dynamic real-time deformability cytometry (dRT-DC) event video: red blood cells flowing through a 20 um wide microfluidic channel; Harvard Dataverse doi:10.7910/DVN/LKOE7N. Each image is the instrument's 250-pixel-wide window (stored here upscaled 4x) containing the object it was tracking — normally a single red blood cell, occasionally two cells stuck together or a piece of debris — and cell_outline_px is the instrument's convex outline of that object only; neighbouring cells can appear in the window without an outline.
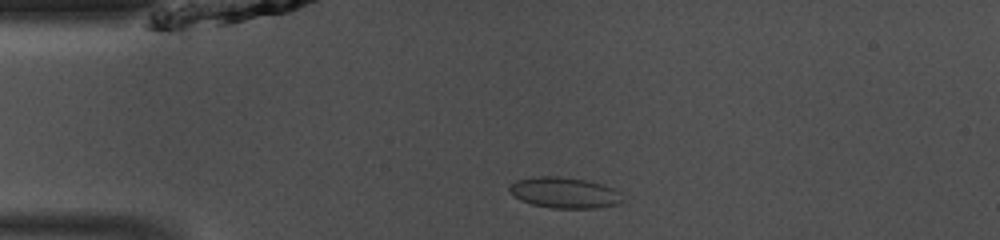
{"species": "common noctule bat (a hibernating species)", "species_latin": "Nyctalus noctula", "temperature_condition": "room temperature", "stored_images_in_passage": 44, "camera_frame_rate_fps": 3000, "um_per_image_px": 0.085, "animal": {"sex": "male", "body_mass_g": 13.0, "forearm_length_mm": 53.1}, "frame": {"image": 1, "passage_image": 7, "time_ms": 2.0, "image_size_px": [1000, 240], "cell_outline_px": [[624, 200], [620, 204], [596, 208], [552, 208], [532, 204], [520, 200], [508, 188], [516, 180], [540, 176], [560, 176], [584, 180], [600, 184], [612, 188], [620, 192]], "centroid_in_image_um": [48.01, 16.39], "position_along_channel_um": 37.0, "area_um2": 20.17}}
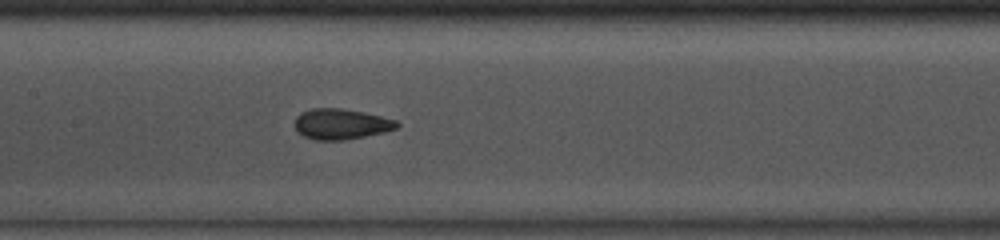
{"frame": {"image": 2, "passage_image": 19, "time_ms": 6.0, "image_size_px": [1000, 240], "cell_outline_px": [[400, 124], [396, 128], [384, 132], [344, 140], [316, 140], [304, 136], [296, 128], [296, 116], [300, 112], [312, 108], [340, 108], [364, 112], [396, 120]], "centroid_in_image_um": [28.99, 10.53], "position_along_channel_um": 178.4, "area_um2": 18.03}}
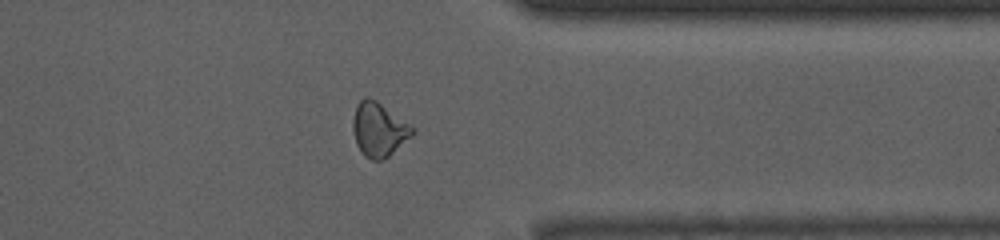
{"frame": {"image": 3, "passage_image": 34, "time_ms": 11.0, "image_size_px": [1000, 240], "cell_outline_px": [[416, 132], [412, 136], [388, 156], [380, 160], [372, 160], [364, 156], [356, 144], [352, 128], [352, 120], [356, 104], [364, 96], [376, 100], [412, 124], [416, 128]], "centroid_in_image_um": [32.21, 10.98], "position_along_channel_um": 379.2, "area_um2": 19.02}, "authors_computed_cell_mechanics": {"area_um2": 19.0162, "velocity_mm_per_s": 4.1416, "shape_relaxation_time_tau1_ms": 4.4956, "shape_relaxation_time_tau2_ms": 1.2509, "deformation_change_tau1": 0.09, "deformation_change_tau2": 0.0581}}